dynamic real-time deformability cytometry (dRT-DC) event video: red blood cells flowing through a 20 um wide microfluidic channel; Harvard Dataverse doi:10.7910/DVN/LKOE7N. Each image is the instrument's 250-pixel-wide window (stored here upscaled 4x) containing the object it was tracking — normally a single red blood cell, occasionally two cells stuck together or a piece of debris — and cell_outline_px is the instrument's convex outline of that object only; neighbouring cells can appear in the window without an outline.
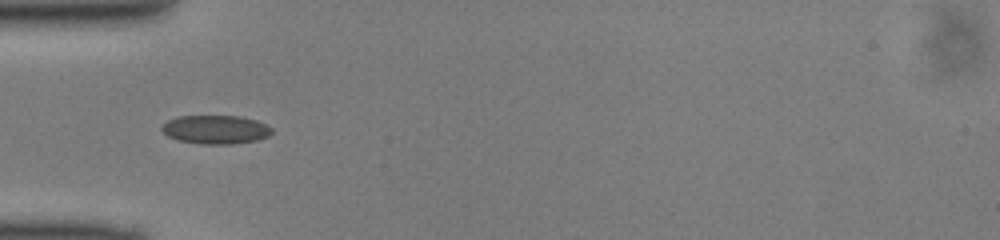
{"species": "common noctule bat (a hibernating species)", "species_latin": "Nyctalus noctula", "temperature_condition": "cold", "stored_images_in_passage": 34, "camera_frame_rate_fps": 3000, "um_per_image_px": 0.085, "animal": {"sex": "male", "body_mass_g": 13.0, "forearm_length_mm": 53.1}, "frame": {"image": 1, "passage_image": 1, "time_ms": 0.0, "image_size_px": [1000, 240], "cell_outline_px": [[272, 132], [268, 136], [256, 140], [232, 144], [200, 144], [180, 140], [168, 136], [160, 128], [160, 124], [176, 116], [240, 116], [256, 120], [272, 128]], "centroid_in_image_um": [18.29, 11.0], "position_along_channel_um": 66.7, "area_um2": 18.38}}
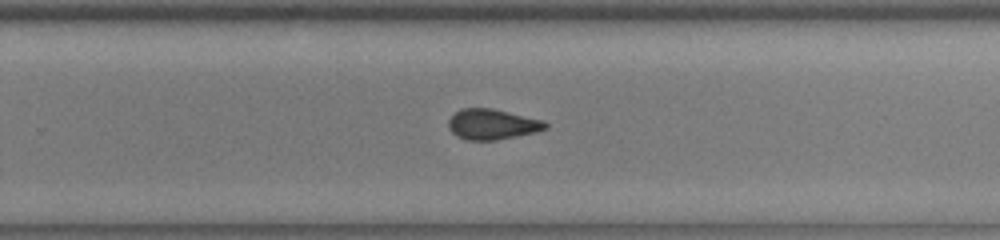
{"frame": {"image": 2, "passage_image": 17, "time_ms": 5.333, "image_size_px": [1000, 240], "cell_outline_px": [[548, 128], [536, 132], [496, 140], [468, 140], [456, 136], [448, 128], [448, 120], [460, 108], [492, 108], [544, 120], [548, 124]], "centroid_in_image_um": [41.84, 10.56], "position_along_channel_um": 288.0, "area_um2": 17.28}}
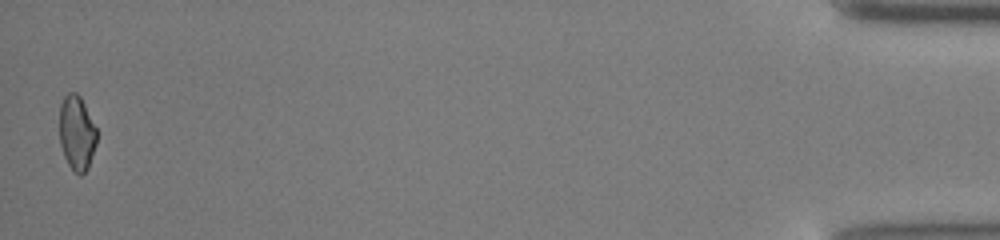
{"frame": {"image": 3, "passage_image": 34, "time_ms": 11.0, "image_size_px": [1000, 240], "cell_outline_px": [[96, 144], [88, 168], [80, 176], [68, 164], [64, 156], [60, 144], [60, 104], [64, 96], [68, 92], [76, 92], [80, 96], [96, 128]], "centroid_in_image_um": [6.52, 11.29], "position_along_channel_um": 428.7, "area_um2": 16.07}}